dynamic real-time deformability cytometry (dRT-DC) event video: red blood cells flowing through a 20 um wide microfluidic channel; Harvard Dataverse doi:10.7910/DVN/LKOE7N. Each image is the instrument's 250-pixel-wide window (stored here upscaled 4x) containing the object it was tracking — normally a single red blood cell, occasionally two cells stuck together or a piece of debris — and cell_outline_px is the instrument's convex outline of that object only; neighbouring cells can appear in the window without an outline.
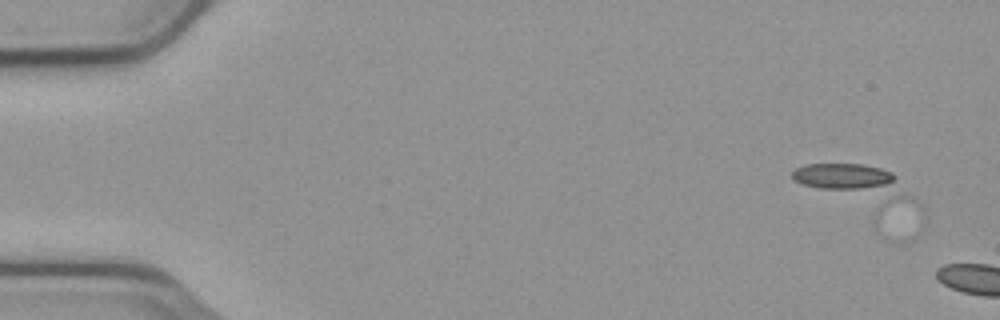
{"species": "common noctule bat (a hibernating species)", "species_latin": "Nyctalus noctula", "temperature_condition": "cold", "stored_images_in_passage": 4, "segment_of_instrument_passage": [2, 2], "camera_frame_rate_fps": 3000, "um_per_image_px": 0.085, "animal": {"sex": "male", "body_mass_g": 23.1, "forearm_length_mm": 52.7}, "frame": {"image": 1, "passage_image": 2, "time_ms": 0.333, "image_size_px": [1000, 320], "cell_outline_px": [[924, 220], [804, 184], [796, 180], [792, 176], [792, 172], [796, 168], [804, 164], [864, 164], [880, 168], [892, 172], [896, 176], [924, 208]], "centroid_in_image_um": [73.25, 15.78], "position_along_channel_um": 11.8, "area_um2": 27.4}}